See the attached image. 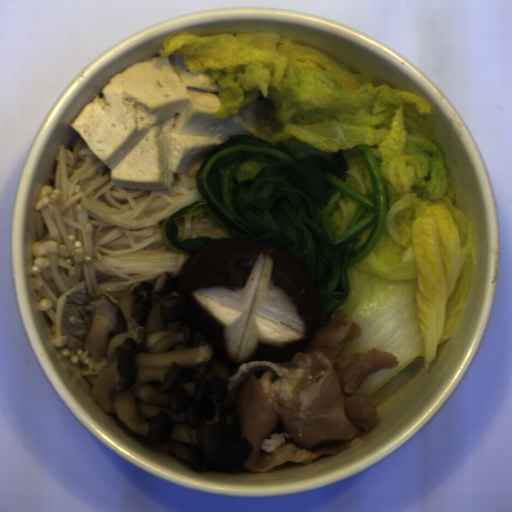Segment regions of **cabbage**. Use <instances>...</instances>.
I'll return each mask as SVG.
<instances>
[{
    "mask_svg": "<svg viewBox=\"0 0 512 512\" xmlns=\"http://www.w3.org/2000/svg\"><path fill=\"white\" fill-rule=\"evenodd\" d=\"M158 53L210 75L215 120L256 102L257 138L297 158L331 159L341 150L349 166L343 180L368 197L373 184L355 146L369 147L382 176L385 225L369 254L348 268V296L335 312L360 328L348 352L379 349L399 360L365 380L360 389L368 398L411 363L428 371L461 323L477 238L427 103L275 33L173 34Z\"/></svg>",
    "mask_w": 512,
    "mask_h": 512,
    "instance_id": "4295e07d",
    "label": "cabbage"
},
{
    "mask_svg": "<svg viewBox=\"0 0 512 512\" xmlns=\"http://www.w3.org/2000/svg\"><path fill=\"white\" fill-rule=\"evenodd\" d=\"M362 203L342 195L330 218L333 222L335 239L343 234L357 213Z\"/></svg>",
    "mask_w": 512,
    "mask_h": 512,
    "instance_id": "f4c42f77",
    "label": "cabbage"
},
{
    "mask_svg": "<svg viewBox=\"0 0 512 512\" xmlns=\"http://www.w3.org/2000/svg\"><path fill=\"white\" fill-rule=\"evenodd\" d=\"M270 163L265 159L258 157L244 158L237 163L234 169L235 181L238 183L244 180H254L257 174L264 168L269 167Z\"/></svg>",
    "mask_w": 512,
    "mask_h": 512,
    "instance_id": "31cb4dd1",
    "label": "cabbage"
},
{
    "mask_svg": "<svg viewBox=\"0 0 512 512\" xmlns=\"http://www.w3.org/2000/svg\"><path fill=\"white\" fill-rule=\"evenodd\" d=\"M375 225H376V223H373L371 226H369L366 230H364L361 234H359L357 236L352 251L357 250L366 244V242L368 241V239L370 238V236L373 232Z\"/></svg>",
    "mask_w": 512,
    "mask_h": 512,
    "instance_id": "83cfc177",
    "label": "cabbage"
}]
</instances>
